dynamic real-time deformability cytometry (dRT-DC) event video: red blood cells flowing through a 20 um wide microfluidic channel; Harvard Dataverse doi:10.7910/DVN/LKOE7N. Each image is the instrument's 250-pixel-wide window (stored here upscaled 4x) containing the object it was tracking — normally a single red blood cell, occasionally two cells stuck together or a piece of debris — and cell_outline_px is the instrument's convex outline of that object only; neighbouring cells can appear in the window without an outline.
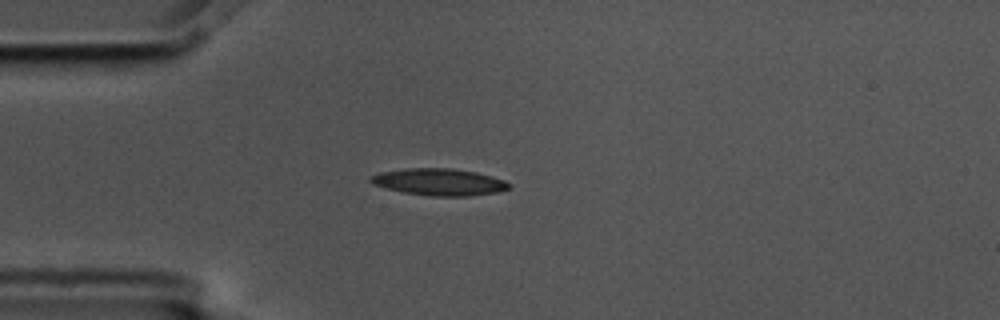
{"species": "common noctule bat (a hibernating species)", "species_latin": "Nyctalus noctula", "temperature_condition": "cold", "stored_images_in_passage": 2, "camera_frame_rate_fps": 3000, "um_per_image_px": 0.085, "animal": {"sex": "male", "body_mass_g": 17.5, "forearm_length_mm": 52.3}, "frame": {"image": 1, "passage_image": 1, "time_ms": 0.0, "image_size_px": [1000, 320], "cell_outline_px": [[512, 188], [496, 192], [468, 196], [432, 196], [404, 192], [372, 184], [368, 180], [368, 176], [380, 172], [404, 168], [452, 168], [476, 172], [492, 176], [504, 180], [512, 184]], "centroid_in_image_um": [37.33, 15.46], "position_along_channel_um": 47.7, "area_um2": 21.79}}